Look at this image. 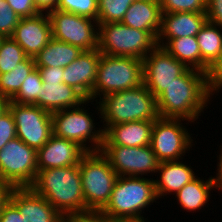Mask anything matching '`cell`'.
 <instances>
[{
    "instance_id": "9",
    "label": "cell",
    "mask_w": 222,
    "mask_h": 222,
    "mask_svg": "<svg viewBox=\"0 0 222 222\" xmlns=\"http://www.w3.org/2000/svg\"><path fill=\"white\" fill-rule=\"evenodd\" d=\"M37 151L18 137L0 149V181L11 188L31 187L37 168Z\"/></svg>"
},
{
    "instance_id": "38",
    "label": "cell",
    "mask_w": 222,
    "mask_h": 222,
    "mask_svg": "<svg viewBox=\"0 0 222 222\" xmlns=\"http://www.w3.org/2000/svg\"><path fill=\"white\" fill-rule=\"evenodd\" d=\"M207 21L222 29V0H206Z\"/></svg>"
},
{
    "instance_id": "28",
    "label": "cell",
    "mask_w": 222,
    "mask_h": 222,
    "mask_svg": "<svg viewBox=\"0 0 222 222\" xmlns=\"http://www.w3.org/2000/svg\"><path fill=\"white\" fill-rule=\"evenodd\" d=\"M35 67L34 58L27 57L12 71L0 74V96L11 100L18 93L22 83Z\"/></svg>"
},
{
    "instance_id": "26",
    "label": "cell",
    "mask_w": 222,
    "mask_h": 222,
    "mask_svg": "<svg viewBox=\"0 0 222 222\" xmlns=\"http://www.w3.org/2000/svg\"><path fill=\"white\" fill-rule=\"evenodd\" d=\"M196 37L201 54V71L207 73L208 68L222 52V29L206 21Z\"/></svg>"
},
{
    "instance_id": "44",
    "label": "cell",
    "mask_w": 222,
    "mask_h": 222,
    "mask_svg": "<svg viewBox=\"0 0 222 222\" xmlns=\"http://www.w3.org/2000/svg\"><path fill=\"white\" fill-rule=\"evenodd\" d=\"M11 187L5 183L0 181V212L2 206L8 201L9 193L11 191Z\"/></svg>"
},
{
    "instance_id": "45",
    "label": "cell",
    "mask_w": 222,
    "mask_h": 222,
    "mask_svg": "<svg viewBox=\"0 0 222 222\" xmlns=\"http://www.w3.org/2000/svg\"><path fill=\"white\" fill-rule=\"evenodd\" d=\"M147 218L144 219H114L108 218V222H147Z\"/></svg>"
},
{
    "instance_id": "37",
    "label": "cell",
    "mask_w": 222,
    "mask_h": 222,
    "mask_svg": "<svg viewBox=\"0 0 222 222\" xmlns=\"http://www.w3.org/2000/svg\"><path fill=\"white\" fill-rule=\"evenodd\" d=\"M20 18L32 17L39 12L33 0H5Z\"/></svg>"
},
{
    "instance_id": "29",
    "label": "cell",
    "mask_w": 222,
    "mask_h": 222,
    "mask_svg": "<svg viewBox=\"0 0 222 222\" xmlns=\"http://www.w3.org/2000/svg\"><path fill=\"white\" fill-rule=\"evenodd\" d=\"M28 56L11 37H4L0 45V74L12 71Z\"/></svg>"
},
{
    "instance_id": "24",
    "label": "cell",
    "mask_w": 222,
    "mask_h": 222,
    "mask_svg": "<svg viewBox=\"0 0 222 222\" xmlns=\"http://www.w3.org/2000/svg\"><path fill=\"white\" fill-rule=\"evenodd\" d=\"M212 189L215 190V187L210 176L205 181L197 176L174 195L183 210L194 213L196 210L199 212L210 201Z\"/></svg>"
},
{
    "instance_id": "40",
    "label": "cell",
    "mask_w": 222,
    "mask_h": 222,
    "mask_svg": "<svg viewBox=\"0 0 222 222\" xmlns=\"http://www.w3.org/2000/svg\"><path fill=\"white\" fill-rule=\"evenodd\" d=\"M65 222H108V217L101 212L89 211L66 216Z\"/></svg>"
},
{
    "instance_id": "34",
    "label": "cell",
    "mask_w": 222,
    "mask_h": 222,
    "mask_svg": "<svg viewBox=\"0 0 222 222\" xmlns=\"http://www.w3.org/2000/svg\"><path fill=\"white\" fill-rule=\"evenodd\" d=\"M20 17L6 3L5 0L0 1V34L4 37H11L15 27L20 21Z\"/></svg>"
},
{
    "instance_id": "7",
    "label": "cell",
    "mask_w": 222,
    "mask_h": 222,
    "mask_svg": "<svg viewBox=\"0 0 222 222\" xmlns=\"http://www.w3.org/2000/svg\"><path fill=\"white\" fill-rule=\"evenodd\" d=\"M156 46L157 38L151 32L134 29L121 22L98 24L101 54L143 60Z\"/></svg>"
},
{
    "instance_id": "1",
    "label": "cell",
    "mask_w": 222,
    "mask_h": 222,
    "mask_svg": "<svg viewBox=\"0 0 222 222\" xmlns=\"http://www.w3.org/2000/svg\"><path fill=\"white\" fill-rule=\"evenodd\" d=\"M206 73L187 68L156 98L160 118L185 119L195 123L210 104Z\"/></svg>"
},
{
    "instance_id": "14",
    "label": "cell",
    "mask_w": 222,
    "mask_h": 222,
    "mask_svg": "<svg viewBox=\"0 0 222 222\" xmlns=\"http://www.w3.org/2000/svg\"><path fill=\"white\" fill-rule=\"evenodd\" d=\"M186 69L183 63L157 45L143 59V84L157 98Z\"/></svg>"
},
{
    "instance_id": "13",
    "label": "cell",
    "mask_w": 222,
    "mask_h": 222,
    "mask_svg": "<svg viewBox=\"0 0 222 222\" xmlns=\"http://www.w3.org/2000/svg\"><path fill=\"white\" fill-rule=\"evenodd\" d=\"M16 135L29 147L40 149L53 134L51 113L35 105H21L9 100Z\"/></svg>"
},
{
    "instance_id": "15",
    "label": "cell",
    "mask_w": 222,
    "mask_h": 222,
    "mask_svg": "<svg viewBox=\"0 0 222 222\" xmlns=\"http://www.w3.org/2000/svg\"><path fill=\"white\" fill-rule=\"evenodd\" d=\"M8 200L19 210L23 222H65V217L31 187L12 188Z\"/></svg>"
},
{
    "instance_id": "42",
    "label": "cell",
    "mask_w": 222,
    "mask_h": 222,
    "mask_svg": "<svg viewBox=\"0 0 222 222\" xmlns=\"http://www.w3.org/2000/svg\"><path fill=\"white\" fill-rule=\"evenodd\" d=\"M35 7L39 13L48 14L57 9L58 0H33Z\"/></svg>"
},
{
    "instance_id": "43",
    "label": "cell",
    "mask_w": 222,
    "mask_h": 222,
    "mask_svg": "<svg viewBox=\"0 0 222 222\" xmlns=\"http://www.w3.org/2000/svg\"><path fill=\"white\" fill-rule=\"evenodd\" d=\"M222 147V145L219 146V149ZM219 156V157H218ZM217 156V170H216V176H212V181L214 184V187L216 190H219L220 192L222 191V148L220 149V153Z\"/></svg>"
},
{
    "instance_id": "30",
    "label": "cell",
    "mask_w": 222,
    "mask_h": 222,
    "mask_svg": "<svg viewBox=\"0 0 222 222\" xmlns=\"http://www.w3.org/2000/svg\"><path fill=\"white\" fill-rule=\"evenodd\" d=\"M42 84L40 72L35 67L10 101L21 105H35L38 96H41Z\"/></svg>"
},
{
    "instance_id": "47",
    "label": "cell",
    "mask_w": 222,
    "mask_h": 222,
    "mask_svg": "<svg viewBox=\"0 0 222 222\" xmlns=\"http://www.w3.org/2000/svg\"><path fill=\"white\" fill-rule=\"evenodd\" d=\"M3 39H4V36L0 34V45Z\"/></svg>"
},
{
    "instance_id": "10",
    "label": "cell",
    "mask_w": 222,
    "mask_h": 222,
    "mask_svg": "<svg viewBox=\"0 0 222 222\" xmlns=\"http://www.w3.org/2000/svg\"><path fill=\"white\" fill-rule=\"evenodd\" d=\"M182 121L188 120L160 117L154 120L150 146L160 163L182 160L193 147V136Z\"/></svg>"
},
{
    "instance_id": "27",
    "label": "cell",
    "mask_w": 222,
    "mask_h": 222,
    "mask_svg": "<svg viewBox=\"0 0 222 222\" xmlns=\"http://www.w3.org/2000/svg\"><path fill=\"white\" fill-rule=\"evenodd\" d=\"M163 48L187 68L201 71V54L196 36L171 39Z\"/></svg>"
},
{
    "instance_id": "32",
    "label": "cell",
    "mask_w": 222,
    "mask_h": 222,
    "mask_svg": "<svg viewBox=\"0 0 222 222\" xmlns=\"http://www.w3.org/2000/svg\"><path fill=\"white\" fill-rule=\"evenodd\" d=\"M57 9L96 21L98 19V0H58Z\"/></svg>"
},
{
    "instance_id": "33",
    "label": "cell",
    "mask_w": 222,
    "mask_h": 222,
    "mask_svg": "<svg viewBox=\"0 0 222 222\" xmlns=\"http://www.w3.org/2000/svg\"><path fill=\"white\" fill-rule=\"evenodd\" d=\"M162 13L206 12V0H160Z\"/></svg>"
},
{
    "instance_id": "48",
    "label": "cell",
    "mask_w": 222,
    "mask_h": 222,
    "mask_svg": "<svg viewBox=\"0 0 222 222\" xmlns=\"http://www.w3.org/2000/svg\"><path fill=\"white\" fill-rule=\"evenodd\" d=\"M134 1H150V0H134Z\"/></svg>"
},
{
    "instance_id": "19",
    "label": "cell",
    "mask_w": 222,
    "mask_h": 222,
    "mask_svg": "<svg viewBox=\"0 0 222 222\" xmlns=\"http://www.w3.org/2000/svg\"><path fill=\"white\" fill-rule=\"evenodd\" d=\"M206 21L205 12L162 13L157 45L164 47L171 39L196 36Z\"/></svg>"
},
{
    "instance_id": "3",
    "label": "cell",
    "mask_w": 222,
    "mask_h": 222,
    "mask_svg": "<svg viewBox=\"0 0 222 222\" xmlns=\"http://www.w3.org/2000/svg\"><path fill=\"white\" fill-rule=\"evenodd\" d=\"M105 130L109 125L132 121H154L160 116L156 97L142 84L134 89L110 93L95 103ZM101 115V116H100Z\"/></svg>"
},
{
    "instance_id": "17",
    "label": "cell",
    "mask_w": 222,
    "mask_h": 222,
    "mask_svg": "<svg viewBox=\"0 0 222 222\" xmlns=\"http://www.w3.org/2000/svg\"><path fill=\"white\" fill-rule=\"evenodd\" d=\"M86 151L77 143L52 134L37 150L38 170L74 166L80 163Z\"/></svg>"
},
{
    "instance_id": "4",
    "label": "cell",
    "mask_w": 222,
    "mask_h": 222,
    "mask_svg": "<svg viewBox=\"0 0 222 222\" xmlns=\"http://www.w3.org/2000/svg\"><path fill=\"white\" fill-rule=\"evenodd\" d=\"M157 200L154 178L118 176L110 199L100 212L114 219H144L145 209Z\"/></svg>"
},
{
    "instance_id": "23",
    "label": "cell",
    "mask_w": 222,
    "mask_h": 222,
    "mask_svg": "<svg viewBox=\"0 0 222 222\" xmlns=\"http://www.w3.org/2000/svg\"><path fill=\"white\" fill-rule=\"evenodd\" d=\"M42 87L41 96H38L35 106L50 113L77 107L86 100L79 91L64 82L42 84Z\"/></svg>"
},
{
    "instance_id": "16",
    "label": "cell",
    "mask_w": 222,
    "mask_h": 222,
    "mask_svg": "<svg viewBox=\"0 0 222 222\" xmlns=\"http://www.w3.org/2000/svg\"><path fill=\"white\" fill-rule=\"evenodd\" d=\"M11 38L19 44L28 57L36 55L52 38L51 23L46 13L21 18Z\"/></svg>"
},
{
    "instance_id": "5",
    "label": "cell",
    "mask_w": 222,
    "mask_h": 222,
    "mask_svg": "<svg viewBox=\"0 0 222 222\" xmlns=\"http://www.w3.org/2000/svg\"><path fill=\"white\" fill-rule=\"evenodd\" d=\"M143 74L141 59L101 54L91 100L98 102L110 93L139 87L143 84Z\"/></svg>"
},
{
    "instance_id": "41",
    "label": "cell",
    "mask_w": 222,
    "mask_h": 222,
    "mask_svg": "<svg viewBox=\"0 0 222 222\" xmlns=\"http://www.w3.org/2000/svg\"><path fill=\"white\" fill-rule=\"evenodd\" d=\"M0 222H23L19 210L8 200L1 209Z\"/></svg>"
},
{
    "instance_id": "22",
    "label": "cell",
    "mask_w": 222,
    "mask_h": 222,
    "mask_svg": "<svg viewBox=\"0 0 222 222\" xmlns=\"http://www.w3.org/2000/svg\"><path fill=\"white\" fill-rule=\"evenodd\" d=\"M160 0L134 1L127 9L121 23L134 29L151 32L156 38L161 29Z\"/></svg>"
},
{
    "instance_id": "6",
    "label": "cell",
    "mask_w": 222,
    "mask_h": 222,
    "mask_svg": "<svg viewBox=\"0 0 222 222\" xmlns=\"http://www.w3.org/2000/svg\"><path fill=\"white\" fill-rule=\"evenodd\" d=\"M79 170L85 213L100 212L108 203L118 176L101 151L86 152L80 160Z\"/></svg>"
},
{
    "instance_id": "25",
    "label": "cell",
    "mask_w": 222,
    "mask_h": 222,
    "mask_svg": "<svg viewBox=\"0 0 222 222\" xmlns=\"http://www.w3.org/2000/svg\"><path fill=\"white\" fill-rule=\"evenodd\" d=\"M79 47L54 39L34 58L36 67H60L65 68L82 53Z\"/></svg>"
},
{
    "instance_id": "39",
    "label": "cell",
    "mask_w": 222,
    "mask_h": 222,
    "mask_svg": "<svg viewBox=\"0 0 222 222\" xmlns=\"http://www.w3.org/2000/svg\"><path fill=\"white\" fill-rule=\"evenodd\" d=\"M40 72L43 84L62 83L64 68L60 67H36Z\"/></svg>"
},
{
    "instance_id": "36",
    "label": "cell",
    "mask_w": 222,
    "mask_h": 222,
    "mask_svg": "<svg viewBox=\"0 0 222 222\" xmlns=\"http://www.w3.org/2000/svg\"><path fill=\"white\" fill-rule=\"evenodd\" d=\"M16 137L14 118L10 110L7 109L0 115V149Z\"/></svg>"
},
{
    "instance_id": "11",
    "label": "cell",
    "mask_w": 222,
    "mask_h": 222,
    "mask_svg": "<svg viewBox=\"0 0 222 222\" xmlns=\"http://www.w3.org/2000/svg\"><path fill=\"white\" fill-rule=\"evenodd\" d=\"M52 37L83 51L98 49V22L71 12L54 10L48 13Z\"/></svg>"
},
{
    "instance_id": "8",
    "label": "cell",
    "mask_w": 222,
    "mask_h": 222,
    "mask_svg": "<svg viewBox=\"0 0 222 222\" xmlns=\"http://www.w3.org/2000/svg\"><path fill=\"white\" fill-rule=\"evenodd\" d=\"M91 102L86 99L77 107L51 113L53 134L77 143L86 152L100 151L104 141V129L95 127L93 114L84 106Z\"/></svg>"
},
{
    "instance_id": "12",
    "label": "cell",
    "mask_w": 222,
    "mask_h": 222,
    "mask_svg": "<svg viewBox=\"0 0 222 222\" xmlns=\"http://www.w3.org/2000/svg\"><path fill=\"white\" fill-rule=\"evenodd\" d=\"M101 153L107 158L117 176L144 177L157 174L159 160L151 146L127 147L102 145Z\"/></svg>"
},
{
    "instance_id": "20",
    "label": "cell",
    "mask_w": 222,
    "mask_h": 222,
    "mask_svg": "<svg viewBox=\"0 0 222 222\" xmlns=\"http://www.w3.org/2000/svg\"><path fill=\"white\" fill-rule=\"evenodd\" d=\"M154 121H132L109 125L102 145L142 147L150 145Z\"/></svg>"
},
{
    "instance_id": "31",
    "label": "cell",
    "mask_w": 222,
    "mask_h": 222,
    "mask_svg": "<svg viewBox=\"0 0 222 222\" xmlns=\"http://www.w3.org/2000/svg\"><path fill=\"white\" fill-rule=\"evenodd\" d=\"M134 0H98V24L121 22Z\"/></svg>"
},
{
    "instance_id": "21",
    "label": "cell",
    "mask_w": 222,
    "mask_h": 222,
    "mask_svg": "<svg viewBox=\"0 0 222 222\" xmlns=\"http://www.w3.org/2000/svg\"><path fill=\"white\" fill-rule=\"evenodd\" d=\"M191 168L183 160L161 162L157 170L160 176L154 179L158 199L176 194L184 185L195 179L197 176Z\"/></svg>"
},
{
    "instance_id": "35",
    "label": "cell",
    "mask_w": 222,
    "mask_h": 222,
    "mask_svg": "<svg viewBox=\"0 0 222 222\" xmlns=\"http://www.w3.org/2000/svg\"><path fill=\"white\" fill-rule=\"evenodd\" d=\"M207 88L211 97L222 89V52L206 73Z\"/></svg>"
},
{
    "instance_id": "18",
    "label": "cell",
    "mask_w": 222,
    "mask_h": 222,
    "mask_svg": "<svg viewBox=\"0 0 222 222\" xmlns=\"http://www.w3.org/2000/svg\"><path fill=\"white\" fill-rule=\"evenodd\" d=\"M100 57L99 49L82 51L77 59L64 68L63 82L91 100Z\"/></svg>"
},
{
    "instance_id": "2",
    "label": "cell",
    "mask_w": 222,
    "mask_h": 222,
    "mask_svg": "<svg viewBox=\"0 0 222 222\" xmlns=\"http://www.w3.org/2000/svg\"><path fill=\"white\" fill-rule=\"evenodd\" d=\"M31 188L64 217L85 213L79 164L38 170Z\"/></svg>"
},
{
    "instance_id": "46",
    "label": "cell",
    "mask_w": 222,
    "mask_h": 222,
    "mask_svg": "<svg viewBox=\"0 0 222 222\" xmlns=\"http://www.w3.org/2000/svg\"><path fill=\"white\" fill-rule=\"evenodd\" d=\"M9 100L0 96V115L8 109Z\"/></svg>"
}]
</instances>
